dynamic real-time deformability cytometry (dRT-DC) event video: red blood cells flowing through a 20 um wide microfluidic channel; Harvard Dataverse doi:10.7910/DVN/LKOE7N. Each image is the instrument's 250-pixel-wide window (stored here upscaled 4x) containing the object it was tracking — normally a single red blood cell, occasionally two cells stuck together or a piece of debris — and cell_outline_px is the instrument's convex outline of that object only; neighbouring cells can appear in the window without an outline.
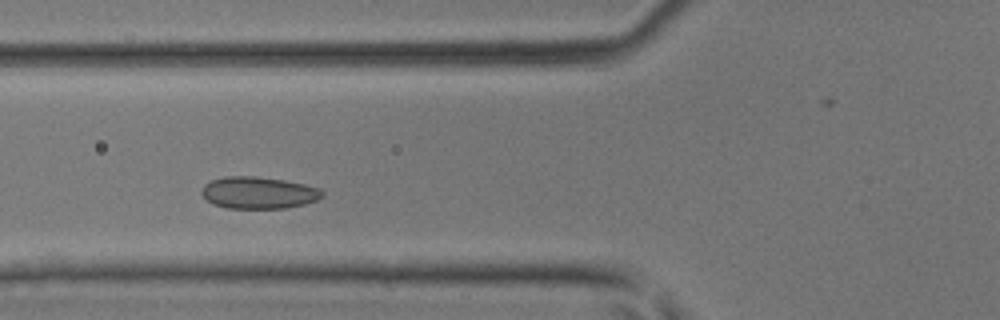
{"species": "common noctule bat (a hibernating species)", "species_latin": "Nyctalus noctula", "temperature_condition": "room temperature", "stored_images_in_passage": 40, "camera_frame_rate_fps": 3000, "um_per_image_px": 0.085, "animal": {"sex": "male", "body_mass_g": 17.9, "forearm_length_mm": 54.2}, "frame": {"image": 1, "passage_image": 10, "time_ms": 3.0, "image_size_px": [1000, 320], "cell_outline_px": [[324, 196], [316, 200], [304, 204], [288, 208], [228, 208], [212, 204], [200, 192], [204, 184], [212, 180], [224, 176], [252, 176], [284, 180], [304, 184], [320, 188], [324, 192]], "centroid_in_image_um": [21.98, 16.38], "position_along_channel_um": 103.8, "area_um2": 22.48}}
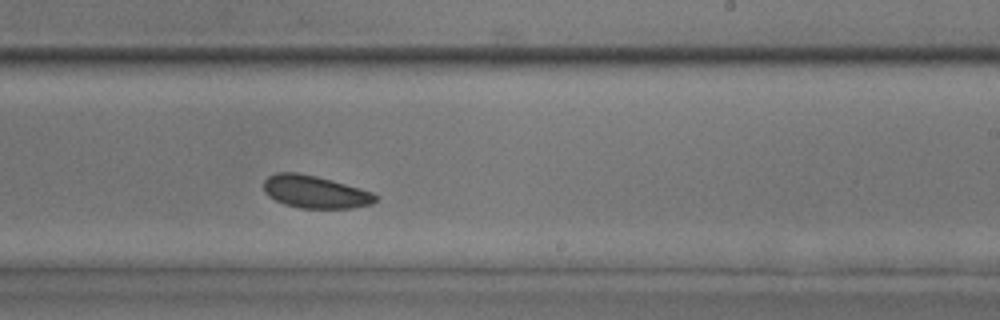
{"frame": {"image": 2, "passage_image": 21, "time_ms": 6.667, "image_size_px": [1000, 320], "cell_outline_px": [[380, 200], [372, 204], [352, 208], [300, 208], [284, 204], [268, 196], [264, 192], [264, 180], [268, 176], [276, 172], [296, 172], [316, 176], [360, 188], [372, 192], [380, 196]], "centroid_in_image_um": [26.81, 16.31], "position_along_channel_um": 262.2, "area_um2": 21.39}}
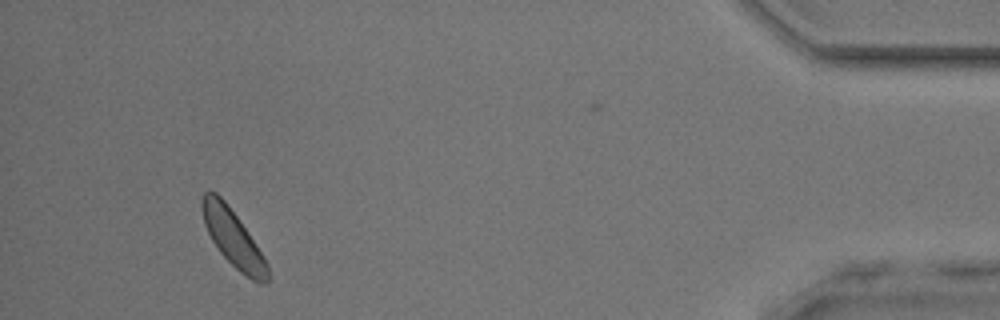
{"frame": {"image": 3, "passage_image": 36, "time_ms": 11.667, "image_size_px": [1000, 320], "cell_outline_px": [[268, 280], [252, 280], [240, 272], [220, 252], [212, 240], [204, 224], [200, 208], [200, 200], [204, 192], [216, 192], [224, 200], [236, 216], [264, 256], [268, 264]], "centroid_in_image_um": [19.75, 20.19], "position_along_channel_um": 415.4, "area_um2": 21.1}}